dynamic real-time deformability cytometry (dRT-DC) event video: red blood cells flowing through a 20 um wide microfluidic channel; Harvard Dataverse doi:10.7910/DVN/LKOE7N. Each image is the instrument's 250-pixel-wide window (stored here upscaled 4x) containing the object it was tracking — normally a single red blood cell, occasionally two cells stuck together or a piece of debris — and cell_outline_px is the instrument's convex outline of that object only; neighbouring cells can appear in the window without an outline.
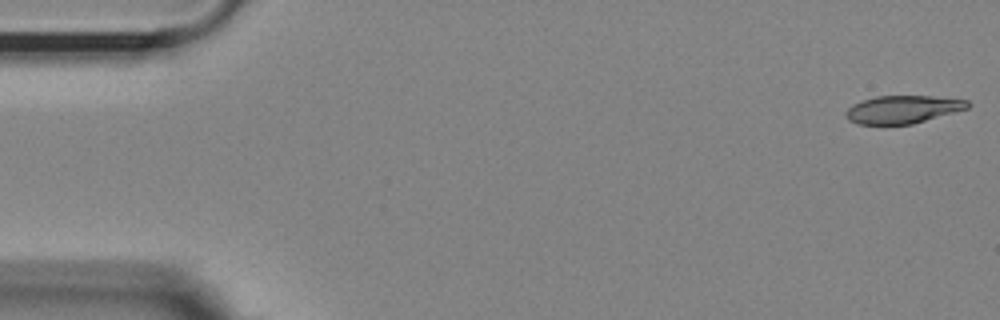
{"species": "Egyptian fruit bat (a non-hibernating species)", "species_latin": "Rousettus aegyptiacus", "temperature_condition": "room temperature", "stored_images_in_passage": 14, "camera_frame_rate_fps": 3000, "um_per_image_px": 0.085, "animal": {"sex": "female"}, "frame": {"image": 1, "passage_image": 1, "time_ms": 0.0, "image_size_px": [1000, 320], "cell_outline_px": [[972, 104], [968, 108], [912, 124], [856, 124], [848, 120], [844, 116], [844, 112], [852, 104], [876, 96], [932, 96], [968, 100]], "centroid_in_image_um": [76.71, 9.3], "position_along_channel_um": 8.3, "area_um2": 19.77}}
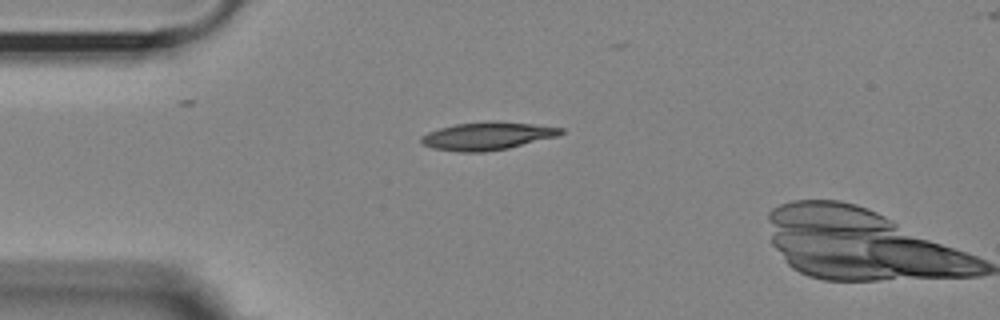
{"frame": {"image": 2, "passage_image": 13, "time_ms": 4.0, "image_size_px": [1000, 320], "cell_outline_px": [[564, 132], [556, 136], [508, 148], [484, 152], [456, 152], [432, 148], [420, 144], [420, 136], [428, 132], [440, 128], [456, 124], [492, 120], [532, 124], [564, 128]], "centroid_in_image_um": [41.36, 11.56], "position_along_channel_um": 43.6, "area_um2": 22.72}}